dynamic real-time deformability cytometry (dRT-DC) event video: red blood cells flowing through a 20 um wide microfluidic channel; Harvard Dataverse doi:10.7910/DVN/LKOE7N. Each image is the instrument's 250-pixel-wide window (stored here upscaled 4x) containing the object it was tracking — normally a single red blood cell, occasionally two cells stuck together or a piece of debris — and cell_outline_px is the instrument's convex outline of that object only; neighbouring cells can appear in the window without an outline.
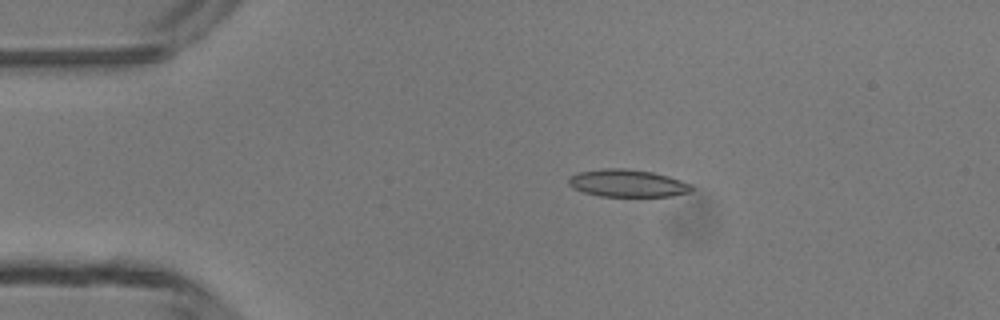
{"species": "common noctule bat (a hibernating species)", "species_latin": "Nyctalus noctula", "temperature_condition": "room temperature", "stored_images_in_passage": 3, "camera_frame_rate_fps": 3000, "um_per_image_px": 0.085, "animal": {"sex": "male", "body_mass_g": 13.3}, "frame": {"image": 1, "passage_image": 2, "time_ms": 1.0, "image_size_px": [1000, 320], "cell_outline_px": [[692, 192], [672, 196], [600, 196], [584, 192], [572, 188], [568, 184], [568, 176], [576, 172], [600, 168], [624, 168], [652, 172], [668, 176], [692, 184]], "centroid_in_image_um": [53.3, 15.56], "position_along_channel_um": 31.7, "area_um2": 19.88}}